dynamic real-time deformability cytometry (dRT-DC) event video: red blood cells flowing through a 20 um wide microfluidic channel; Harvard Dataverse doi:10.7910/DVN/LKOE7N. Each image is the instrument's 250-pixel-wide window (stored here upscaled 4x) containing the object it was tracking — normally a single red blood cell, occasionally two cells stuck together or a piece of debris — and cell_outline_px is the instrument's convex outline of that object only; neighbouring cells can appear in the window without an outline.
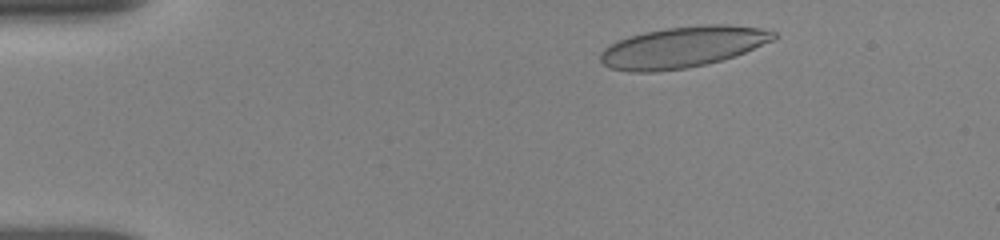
{"species": "human", "species_latin": "Homo sapiens", "temperature_condition": "room temperature", "stored_images_in_passage": 3, "camera_frame_rate_fps": 3000, "um_per_image_px": 0.085, "donor": {"sex": "female"}, "frame": {"image": 1, "passage_image": 1, "time_ms": 0.0, "image_size_px": [1000, 240], "cell_outline_px": [[776, 40], [744, 52], [720, 60], [688, 68], [652, 72], [628, 72], [608, 68], [600, 60], [600, 52], [608, 44], [628, 36], [644, 32], [664, 28], [704, 24], [728, 24], [764, 28], [776, 32]], "centroid_in_image_um": [58.01, 3.99], "position_along_channel_um": 27.0, "area_um2": 41.79}}